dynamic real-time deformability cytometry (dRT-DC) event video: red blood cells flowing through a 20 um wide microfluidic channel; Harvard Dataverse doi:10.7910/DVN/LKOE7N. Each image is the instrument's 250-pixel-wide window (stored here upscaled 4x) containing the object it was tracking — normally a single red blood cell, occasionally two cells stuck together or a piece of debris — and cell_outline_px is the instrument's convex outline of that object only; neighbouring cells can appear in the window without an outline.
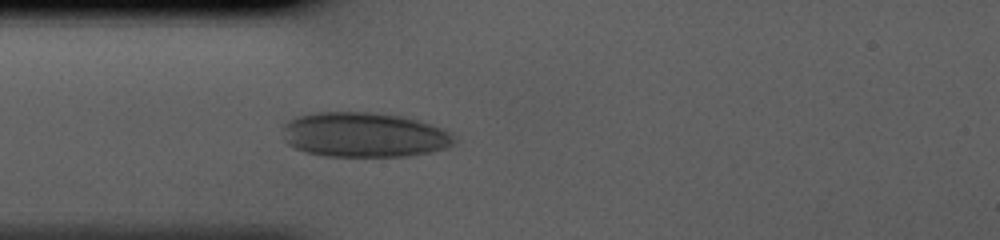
{"species": "human", "species_latin": "Homo sapiens", "temperature_condition": "cold", "stored_images_in_passage": 32, "camera_frame_rate_fps": 3000, "um_per_image_px": 0.085, "donor": {"sex": "male"}, "frame": {"image": 1, "passage_image": 1, "time_ms": 0.0, "image_size_px": [1000, 240], "cell_outline_px": [[452, 144], [444, 148], [428, 152], [404, 156], [328, 156], [308, 152], [296, 148], [288, 144], [284, 140], [280, 124], [296, 116], [308, 112], [372, 112], [400, 116], [416, 120], [440, 128], [448, 132], [452, 136]], "centroid_in_image_um": [30.82, 11.44], "position_along_channel_um": 54.2, "area_um2": 44.62}}
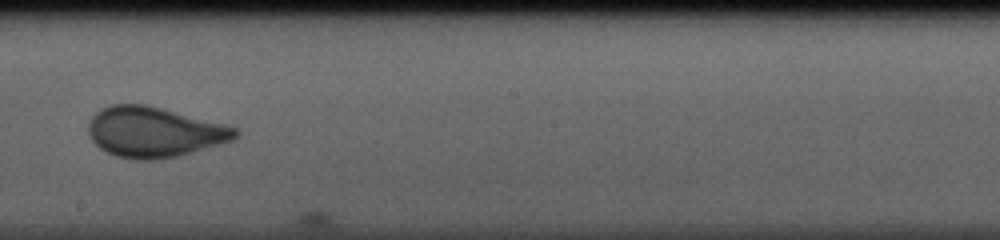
{"frame": {"image": 2, "passage_image": 14, "time_ms": 4.333, "image_size_px": [1000, 240], "cell_outline_px": [[240, 132], [232, 140], [220, 144], [192, 152], [176, 156], [156, 160], [136, 160], [116, 156], [100, 148], [88, 136], [88, 124], [92, 116], [100, 108], [112, 104], [144, 104], [224, 124], [236, 128]], "centroid_in_image_um": [13.06, 11.23], "position_along_channel_um": 235.1, "area_um2": 42.83}}
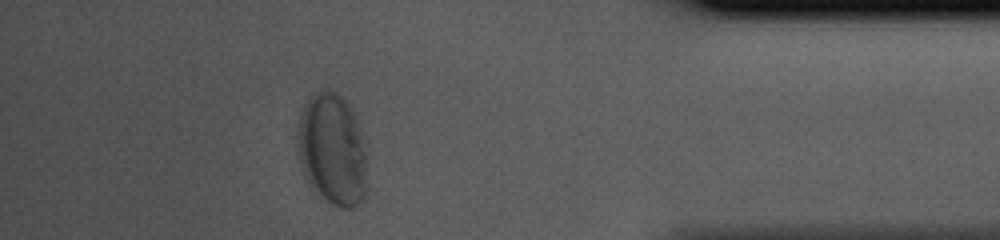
{"frame": {"image": 3, "passage_image": 28, "time_ms": 9.0, "image_size_px": [1000, 240], "cell_outline_px": [[368, 156], [364, 200], [360, 204], [352, 208], [340, 208], [332, 204], [308, 180], [300, 164], [296, 144], [296, 132], [300, 108], [308, 100], [320, 92], [328, 88], [336, 92], [348, 104], [356, 120], [364, 140]], "centroid_in_image_um": [28.26, 12.69], "position_along_channel_um": 406.9, "area_um2": 45.55}}